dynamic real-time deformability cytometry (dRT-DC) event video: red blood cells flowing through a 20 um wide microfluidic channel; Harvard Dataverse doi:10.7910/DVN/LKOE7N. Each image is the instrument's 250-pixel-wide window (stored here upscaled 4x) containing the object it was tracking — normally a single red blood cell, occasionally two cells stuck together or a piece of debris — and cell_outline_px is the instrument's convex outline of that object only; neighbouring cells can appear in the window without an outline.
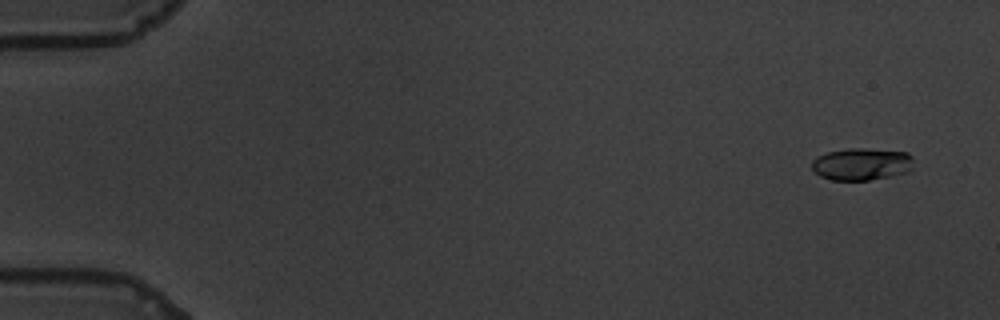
{"species": "common noctule bat (a hibernating species)", "species_latin": "Nyctalus noctula", "temperature_condition": "warm", "stored_images_in_passage": 60, "camera_frame_rate_fps": 3000, "um_per_image_px": 0.085, "animal": {"sex": "male", "body_mass_g": 19.5, "forearm_length_mm": 54.6}, "frame": {"image": 1, "passage_image": 4, "time_ms": 1.0, "image_size_px": [1000, 320], "cell_outline_px": [[912, 168], [908, 172], [892, 176], [868, 180], [832, 180], [820, 176], [812, 168], [812, 160], [816, 156], [828, 152], [848, 148], [864, 148], [908, 152], [912, 156]], "centroid_in_image_um": [73.24, 13.94], "position_along_channel_um": 11.8, "area_um2": 19.25}}
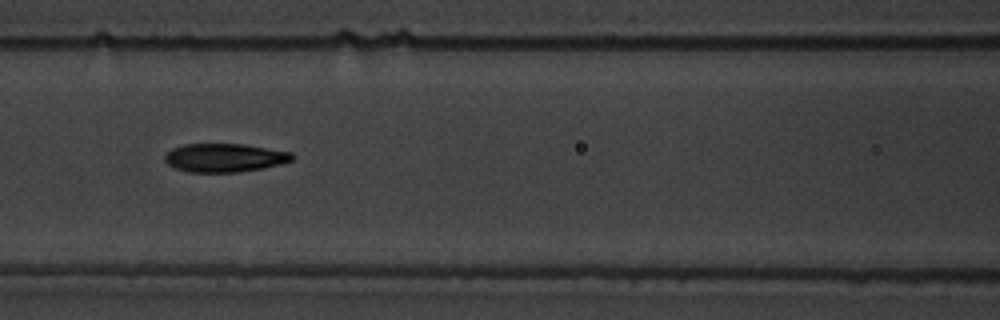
{"frame": {"image": 2, "passage_image": 28, "time_ms": 9.0, "image_size_px": [1000, 320], "cell_outline_px": [[292, 160], [280, 164], [264, 168], [236, 172], [188, 172], [176, 168], [168, 164], [164, 160], [164, 156], [172, 148], [184, 144], [244, 144], [292, 152]], "centroid_in_image_um": [19.07, 13.4], "position_along_channel_um": 147.5, "area_um2": 21.1}}
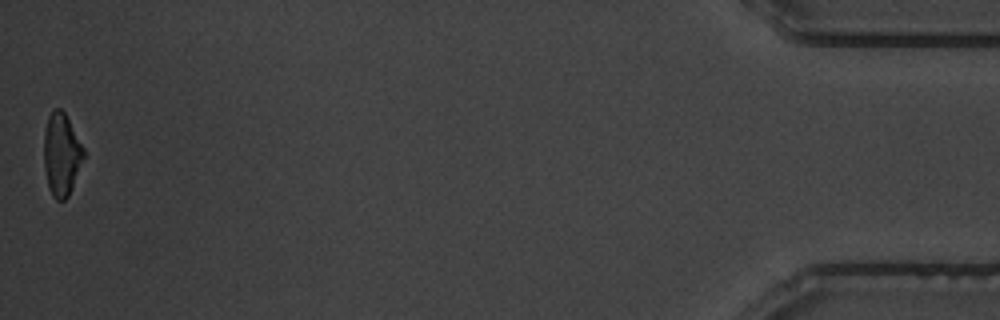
{"frame": {"image": 3, "passage_image": 60, "time_ms": 19.667, "image_size_px": [1000, 320], "cell_outline_px": [[84, 156], [72, 188], [68, 196], [64, 200], [56, 200], [52, 196], [48, 188], [44, 168], [44, 132], [48, 116], [52, 108], [60, 108], [64, 112], [84, 148]], "centroid_in_image_um": [5.2, 13.13], "position_along_channel_um": 430.0, "area_um2": 19.13}, "authors_computed_cell_mechanics": {"area_um2": 20.5479, "velocity_mm_per_s": 3.4795, "shape_relaxation_time_tau1_ms": 4.0928, "shape_relaxation_time_tau2_ms": 2.4918, "deformation_change_tau1": 0.1771, "deformation_change_tau2": 0.0831}}